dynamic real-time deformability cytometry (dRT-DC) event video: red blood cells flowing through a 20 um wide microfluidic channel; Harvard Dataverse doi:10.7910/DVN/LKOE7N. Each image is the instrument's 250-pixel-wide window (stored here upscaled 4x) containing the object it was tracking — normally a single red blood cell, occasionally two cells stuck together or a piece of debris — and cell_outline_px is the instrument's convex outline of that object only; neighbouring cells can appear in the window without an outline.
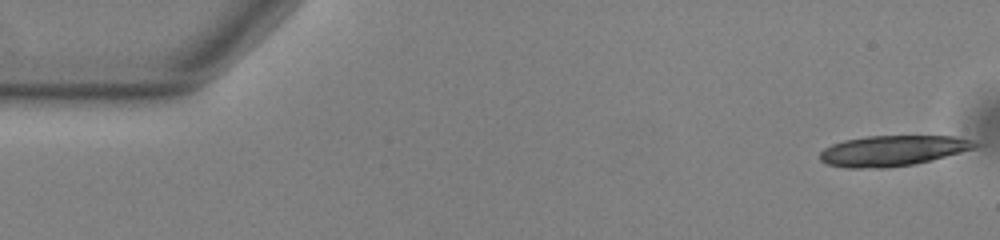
{"species": "common noctule bat (a hibernating species)", "species_latin": "Nyctalus noctula", "temperature_condition": "warm", "stored_images_in_passage": 17, "camera_frame_rate_fps": 3000, "um_per_image_px": 0.085, "animal": {"sex": "male", "body_mass_g": 13.0, "forearm_length_mm": 53.1}, "frame": {"image": 1, "passage_image": 1, "time_ms": 0.0, "image_size_px": [1000, 240], "cell_outline_px": [[980, 144], [976, 148], [932, 160], [916, 164], [888, 168], [848, 168], [828, 164], [820, 160], [820, 152], [824, 148], [832, 144], [844, 140], [868, 136], [956, 136], [976, 140]], "centroid_in_image_um": [75.92, 12.81], "position_along_channel_um": 9.1, "area_um2": 27.86}}
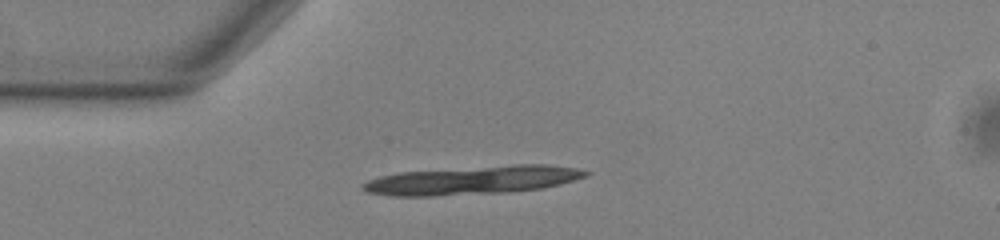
{"frame": {"image": 2, "passage_image": 13, "time_ms": 4.0, "image_size_px": [1000, 240], "cell_outline_px": [[592, 172], [588, 176], [544, 188], [512, 192], [432, 196], [392, 196], [368, 192], [360, 184], [368, 180], [380, 176], [396, 172], [512, 164], [548, 164], [576, 168]], "centroid_in_image_um": [40.2, 15.31], "position_along_channel_um": 44.8, "area_um2": 37.34}}